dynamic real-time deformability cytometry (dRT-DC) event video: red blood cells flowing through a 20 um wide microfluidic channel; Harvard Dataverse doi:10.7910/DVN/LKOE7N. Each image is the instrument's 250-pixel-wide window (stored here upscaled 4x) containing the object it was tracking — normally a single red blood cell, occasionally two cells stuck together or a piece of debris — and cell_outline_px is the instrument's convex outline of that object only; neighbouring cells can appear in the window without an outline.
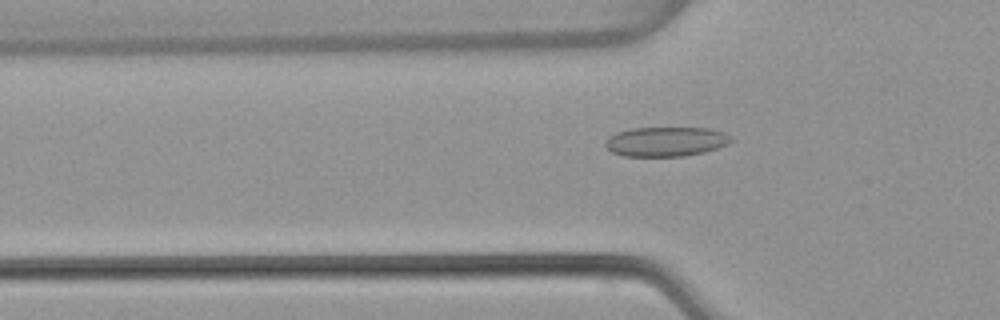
{"species": "common noctule bat (a hibernating species)", "species_latin": "Nyctalus noctula", "temperature_condition": "warm", "stored_images_in_passage": 53, "camera_frame_rate_fps": 3000, "um_per_image_px": 0.085, "animal": {"sex": "female", "body_mass_g": 22.7, "forearm_length_mm": 54.2}, "frame": {"image": 1, "passage_image": 17, "time_ms": 5.333, "image_size_px": [1000, 320], "cell_outline_px": [[732, 140], [728, 144], [704, 152], [684, 156], [624, 156], [612, 152], [604, 144], [608, 136], [616, 132], [632, 128], [712, 128], [724, 132], [732, 136]], "centroid_in_image_um": [56.61, 12.03], "position_along_channel_um": 69.2, "area_um2": 21.73}}
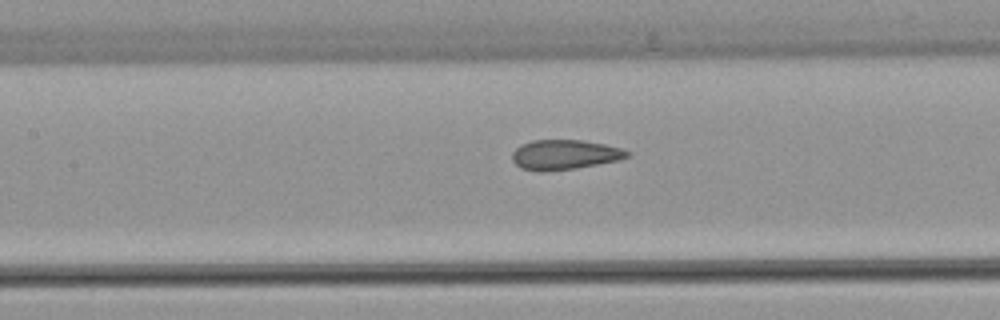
{"frame": {"image": 2, "passage_image": 24, "time_ms": 7.667, "image_size_px": [1000, 320], "cell_outline_px": [[632, 156], [620, 160], [576, 168], [544, 172], [536, 172], [520, 168], [512, 160], [512, 152], [520, 144], [532, 140], [584, 140], [624, 148], [632, 152]], "centroid_in_image_um": [48.02, 13.15], "position_along_channel_um": 159.4, "area_um2": 20.46}}
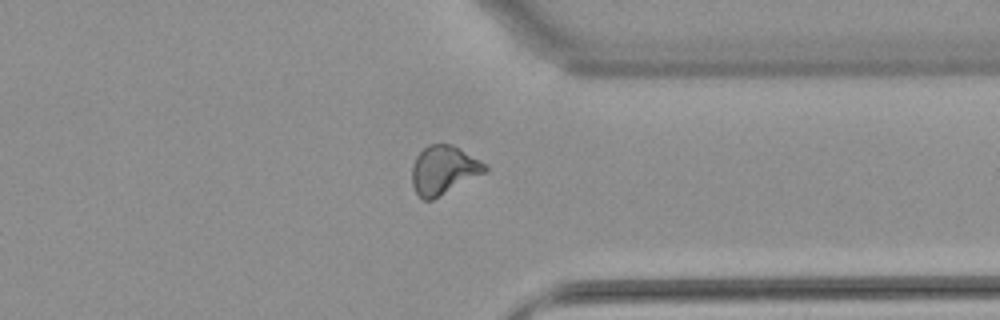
{"frame": {"image": 3, "passage_image": 41, "time_ms": 13.333, "image_size_px": [1000, 320], "cell_outline_px": [[488, 172], [432, 200], [424, 200], [416, 192], [412, 184], [412, 164], [416, 156], [428, 144], [452, 144], [480, 160], [488, 168]], "centroid_in_image_um": [37.72, 14.46], "position_along_channel_um": 373.7, "area_um2": 20.75}, "authors_computed_cell_mechanics": {"area_um2": 20.4612, "velocity_mm_per_s": 3.8356, "shape_relaxation_time_tau1_ms": null, "shape_relaxation_time_tau2_ms": 1.3202, "deformation_change_tau1": null, "deformation_change_tau2": 0.0615}}